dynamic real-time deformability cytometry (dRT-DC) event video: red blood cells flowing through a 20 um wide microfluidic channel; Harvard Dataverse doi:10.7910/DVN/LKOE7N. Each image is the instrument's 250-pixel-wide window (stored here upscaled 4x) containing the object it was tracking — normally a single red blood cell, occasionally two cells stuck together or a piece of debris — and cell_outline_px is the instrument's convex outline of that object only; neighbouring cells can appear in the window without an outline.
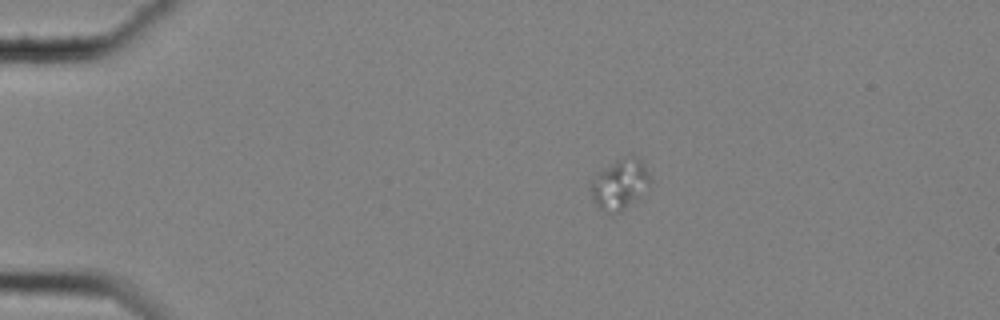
{"species": "common noctule bat (a hibernating species)", "species_latin": "Nyctalus noctula", "temperature_condition": "cold", "stored_images_in_passage": 60, "camera_frame_rate_fps": 3000, "um_per_image_px": 0.085, "animal": {"sex": "female", "body_mass_g": 25.1}, "frame": {"image": 1, "passage_image": 14, "time_ms": 4.333, "image_size_px": [1000, 320], "cell_outline_px": [[652, 180], [620, 212], [604, 212], [596, 204], [588, 188], [588, 184], [600, 172], [616, 160], [632, 156], [636, 156], [640, 160], [648, 172]], "centroid_in_image_um": [52.63, 15.64], "position_along_channel_um": 32.4, "area_um2": 16.53}}
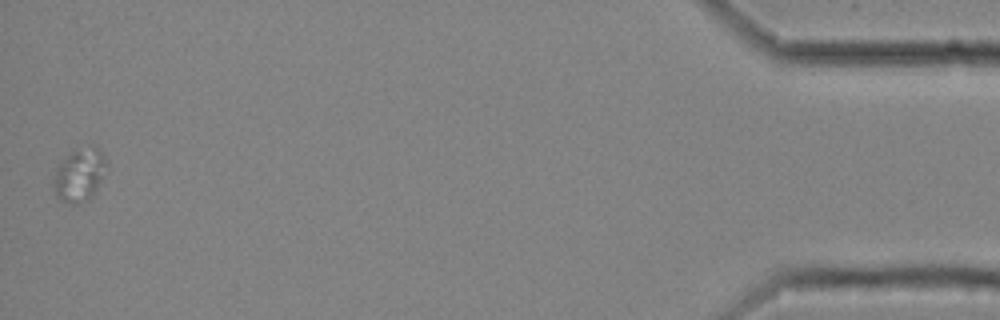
{"frame": {"image": 2, "passage_image": 60, "time_ms": 19.667, "image_size_px": [1000, 320], "cell_outline_px": [[108, 164], [96, 188], [88, 200], [76, 204], [72, 204], [60, 200], [56, 196], [52, 188], [52, 184], [56, 168], [72, 152], [92, 144], [104, 156]], "centroid_in_image_um": [6.73, 14.88], "position_along_channel_um": 428.5, "area_um2": 16.07}}